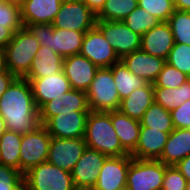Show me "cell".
<instances>
[{
    "label": "cell",
    "instance_id": "obj_27",
    "mask_svg": "<svg viewBox=\"0 0 190 190\" xmlns=\"http://www.w3.org/2000/svg\"><path fill=\"white\" fill-rule=\"evenodd\" d=\"M114 83L119 94L120 100L126 98L135 89L145 86L148 82L143 78L133 74L120 60L111 67Z\"/></svg>",
    "mask_w": 190,
    "mask_h": 190
},
{
    "label": "cell",
    "instance_id": "obj_42",
    "mask_svg": "<svg viewBox=\"0 0 190 190\" xmlns=\"http://www.w3.org/2000/svg\"><path fill=\"white\" fill-rule=\"evenodd\" d=\"M17 77L9 70L0 73V97Z\"/></svg>",
    "mask_w": 190,
    "mask_h": 190
},
{
    "label": "cell",
    "instance_id": "obj_45",
    "mask_svg": "<svg viewBox=\"0 0 190 190\" xmlns=\"http://www.w3.org/2000/svg\"><path fill=\"white\" fill-rule=\"evenodd\" d=\"M174 7L176 10L190 12V0H177Z\"/></svg>",
    "mask_w": 190,
    "mask_h": 190
},
{
    "label": "cell",
    "instance_id": "obj_49",
    "mask_svg": "<svg viewBox=\"0 0 190 190\" xmlns=\"http://www.w3.org/2000/svg\"><path fill=\"white\" fill-rule=\"evenodd\" d=\"M116 190H130L129 187L127 185L123 186V187H120Z\"/></svg>",
    "mask_w": 190,
    "mask_h": 190
},
{
    "label": "cell",
    "instance_id": "obj_34",
    "mask_svg": "<svg viewBox=\"0 0 190 190\" xmlns=\"http://www.w3.org/2000/svg\"><path fill=\"white\" fill-rule=\"evenodd\" d=\"M188 79H190L189 76L170 64L165 63L163 69L160 71L157 79L153 83V87L178 88Z\"/></svg>",
    "mask_w": 190,
    "mask_h": 190
},
{
    "label": "cell",
    "instance_id": "obj_11",
    "mask_svg": "<svg viewBox=\"0 0 190 190\" xmlns=\"http://www.w3.org/2000/svg\"><path fill=\"white\" fill-rule=\"evenodd\" d=\"M86 148L84 138L51 137L47 161L71 173Z\"/></svg>",
    "mask_w": 190,
    "mask_h": 190
},
{
    "label": "cell",
    "instance_id": "obj_50",
    "mask_svg": "<svg viewBox=\"0 0 190 190\" xmlns=\"http://www.w3.org/2000/svg\"><path fill=\"white\" fill-rule=\"evenodd\" d=\"M7 1L15 2V3L21 4L23 0H7Z\"/></svg>",
    "mask_w": 190,
    "mask_h": 190
},
{
    "label": "cell",
    "instance_id": "obj_10",
    "mask_svg": "<svg viewBox=\"0 0 190 190\" xmlns=\"http://www.w3.org/2000/svg\"><path fill=\"white\" fill-rule=\"evenodd\" d=\"M96 26L120 59L126 54L140 50L141 36L133 32L123 21L96 20Z\"/></svg>",
    "mask_w": 190,
    "mask_h": 190
},
{
    "label": "cell",
    "instance_id": "obj_14",
    "mask_svg": "<svg viewBox=\"0 0 190 190\" xmlns=\"http://www.w3.org/2000/svg\"><path fill=\"white\" fill-rule=\"evenodd\" d=\"M74 111H91L88 105L87 93L75 89L45 103L39 109L41 124L44 125L51 117L61 113Z\"/></svg>",
    "mask_w": 190,
    "mask_h": 190
},
{
    "label": "cell",
    "instance_id": "obj_23",
    "mask_svg": "<svg viewBox=\"0 0 190 190\" xmlns=\"http://www.w3.org/2000/svg\"><path fill=\"white\" fill-rule=\"evenodd\" d=\"M190 155V129L174 128L169 134L161 156L157 159L166 166H175Z\"/></svg>",
    "mask_w": 190,
    "mask_h": 190
},
{
    "label": "cell",
    "instance_id": "obj_48",
    "mask_svg": "<svg viewBox=\"0 0 190 190\" xmlns=\"http://www.w3.org/2000/svg\"><path fill=\"white\" fill-rule=\"evenodd\" d=\"M73 190H95L94 187L74 186Z\"/></svg>",
    "mask_w": 190,
    "mask_h": 190
},
{
    "label": "cell",
    "instance_id": "obj_39",
    "mask_svg": "<svg viewBox=\"0 0 190 190\" xmlns=\"http://www.w3.org/2000/svg\"><path fill=\"white\" fill-rule=\"evenodd\" d=\"M187 180L175 166H166L161 190H186Z\"/></svg>",
    "mask_w": 190,
    "mask_h": 190
},
{
    "label": "cell",
    "instance_id": "obj_13",
    "mask_svg": "<svg viewBox=\"0 0 190 190\" xmlns=\"http://www.w3.org/2000/svg\"><path fill=\"white\" fill-rule=\"evenodd\" d=\"M90 111L61 113L51 117L43 126L54 138H84Z\"/></svg>",
    "mask_w": 190,
    "mask_h": 190
},
{
    "label": "cell",
    "instance_id": "obj_16",
    "mask_svg": "<svg viewBox=\"0 0 190 190\" xmlns=\"http://www.w3.org/2000/svg\"><path fill=\"white\" fill-rule=\"evenodd\" d=\"M108 157L87 147L71 172L74 186L94 187L99 177V171Z\"/></svg>",
    "mask_w": 190,
    "mask_h": 190
},
{
    "label": "cell",
    "instance_id": "obj_46",
    "mask_svg": "<svg viewBox=\"0 0 190 190\" xmlns=\"http://www.w3.org/2000/svg\"><path fill=\"white\" fill-rule=\"evenodd\" d=\"M5 70V49L0 48V73Z\"/></svg>",
    "mask_w": 190,
    "mask_h": 190
},
{
    "label": "cell",
    "instance_id": "obj_32",
    "mask_svg": "<svg viewBox=\"0 0 190 190\" xmlns=\"http://www.w3.org/2000/svg\"><path fill=\"white\" fill-rule=\"evenodd\" d=\"M175 43L190 45V12L174 10L168 19Z\"/></svg>",
    "mask_w": 190,
    "mask_h": 190
},
{
    "label": "cell",
    "instance_id": "obj_25",
    "mask_svg": "<svg viewBox=\"0 0 190 190\" xmlns=\"http://www.w3.org/2000/svg\"><path fill=\"white\" fill-rule=\"evenodd\" d=\"M64 58L49 47L41 46L33 59L30 70L24 78H42L63 71Z\"/></svg>",
    "mask_w": 190,
    "mask_h": 190
},
{
    "label": "cell",
    "instance_id": "obj_1",
    "mask_svg": "<svg viewBox=\"0 0 190 190\" xmlns=\"http://www.w3.org/2000/svg\"><path fill=\"white\" fill-rule=\"evenodd\" d=\"M0 116L6 130L24 135L42 126L32 87L25 78H16L0 97Z\"/></svg>",
    "mask_w": 190,
    "mask_h": 190
},
{
    "label": "cell",
    "instance_id": "obj_28",
    "mask_svg": "<svg viewBox=\"0 0 190 190\" xmlns=\"http://www.w3.org/2000/svg\"><path fill=\"white\" fill-rule=\"evenodd\" d=\"M154 102L171 112L190 99V79L178 88L153 87Z\"/></svg>",
    "mask_w": 190,
    "mask_h": 190
},
{
    "label": "cell",
    "instance_id": "obj_22",
    "mask_svg": "<svg viewBox=\"0 0 190 190\" xmlns=\"http://www.w3.org/2000/svg\"><path fill=\"white\" fill-rule=\"evenodd\" d=\"M169 134L148 127H141L136 149L130 154L132 158L157 160L164 149Z\"/></svg>",
    "mask_w": 190,
    "mask_h": 190
},
{
    "label": "cell",
    "instance_id": "obj_41",
    "mask_svg": "<svg viewBox=\"0 0 190 190\" xmlns=\"http://www.w3.org/2000/svg\"><path fill=\"white\" fill-rule=\"evenodd\" d=\"M20 28H6L0 25V48L5 49L12 40L14 33Z\"/></svg>",
    "mask_w": 190,
    "mask_h": 190
},
{
    "label": "cell",
    "instance_id": "obj_38",
    "mask_svg": "<svg viewBox=\"0 0 190 190\" xmlns=\"http://www.w3.org/2000/svg\"><path fill=\"white\" fill-rule=\"evenodd\" d=\"M0 190H24L23 174L0 163Z\"/></svg>",
    "mask_w": 190,
    "mask_h": 190
},
{
    "label": "cell",
    "instance_id": "obj_40",
    "mask_svg": "<svg viewBox=\"0 0 190 190\" xmlns=\"http://www.w3.org/2000/svg\"><path fill=\"white\" fill-rule=\"evenodd\" d=\"M170 113L174 128L190 129V99L176 107Z\"/></svg>",
    "mask_w": 190,
    "mask_h": 190
},
{
    "label": "cell",
    "instance_id": "obj_2",
    "mask_svg": "<svg viewBox=\"0 0 190 190\" xmlns=\"http://www.w3.org/2000/svg\"><path fill=\"white\" fill-rule=\"evenodd\" d=\"M84 140L87 147L109 157L129 153L121 146L111 121L110 112L90 111L87 117Z\"/></svg>",
    "mask_w": 190,
    "mask_h": 190
},
{
    "label": "cell",
    "instance_id": "obj_9",
    "mask_svg": "<svg viewBox=\"0 0 190 190\" xmlns=\"http://www.w3.org/2000/svg\"><path fill=\"white\" fill-rule=\"evenodd\" d=\"M51 135L42 125L35 132L21 138L20 172L25 174L32 167L47 161Z\"/></svg>",
    "mask_w": 190,
    "mask_h": 190
},
{
    "label": "cell",
    "instance_id": "obj_12",
    "mask_svg": "<svg viewBox=\"0 0 190 190\" xmlns=\"http://www.w3.org/2000/svg\"><path fill=\"white\" fill-rule=\"evenodd\" d=\"M79 54L88 58L98 68L111 67L120 61L111 44L96 25L85 33Z\"/></svg>",
    "mask_w": 190,
    "mask_h": 190
},
{
    "label": "cell",
    "instance_id": "obj_8",
    "mask_svg": "<svg viewBox=\"0 0 190 190\" xmlns=\"http://www.w3.org/2000/svg\"><path fill=\"white\" fill-rule=\"evenodd\" d=\"M52 25L55 28L87 32L96 25V15L82 0L63 1Z\"/></svg>",
    "mask_w": 190,
    "mask_h": 190
},
{
    "label": "cell",
    "instance_id": "obj_15",
    "mask_svg": "<svg viewBox=\"0 0 190 190\" xmlns=\"http://www.w3.org/2000/svg\"><path fill=\"white\" fill-rule=\"evenodd\" d=\"M132 159L130 154L108 157L99 171L95 190H116L125 186Z\"/></svg>",
    "mask_w": 190,
    "mask_h": 190
},
{
    "label": "cell",
    "instance_id": "obj_29",
    "mask_svg": "<svg viewBox=\"0 0 190 190\" xmlns=\"http://www.w3.org/2000/svg\"><path fill=\"white\" fill-rule=\"evenodd\" d=\"M22 135L6 130L0 137V163L20 171Z\"/></svg>",
    "mask_w": 190,
    "mask_h": 190
},
{
    "label": "cell",
    "instance_id": "obj_4",
    "mask_svg": "<svg viewBox=\"0 0 190 190\" xmlns=\"http://www.w3.org/2000/svg\"><path fill=\"white\" fill-rule=\"evenodd\" d=\"M25 27L35 36L41 46L49 47L63 58L80 53L86 33L55 28L48 23L27 24Z\"/></svg>",
    "mask_w": 190,
    "mask_h": 190
},
{
    "label": "cell",
    "instance_id": "obj_31",
    "mask_svg": "<svg viewBox=\"0 0 190 190\" xmlns=\"http://www.w3.org/2000/svg\"><path fill=\"white\" fill-rule=\"evenodd\" d=\"M137 7L138 0H106L96 20L123 21Z\"/></svg>",
    "mask_w": 190,
    "mask_h": 190
},
{
    "label": "cell",
    "instance_id": "obj_26",
    "mask_svg": "<svg viewBox=\"0 0 190 190\" xmlns=\"http://www.w3.org/2000/svg\"><path fill=\"white\" fill-rule=\"evenodd\" d=\"M154 103L153 84L147 83L145 86L135 89L120 103L119 111L130 118L140 120L145 111Z\"/></svg>",
    "mask_w": 190,
    "mask_h": 190
},
{
    "label": "cell",
    "instance_id": "obj_7",
    "mask_svg": "<svg viewBox=\"0 0 190 190\" xmlns=\"http://www.w3.org/2000/svg\"><path fill=\"white\" fill-rule=\"evenodd\" d=\"M166 165L159 160L133 158L127 172L130 190H161Z\"/></svg>",
    "mask_w": 190,
    "mask_h": 190
},
{
    "label": "cell",
    "instance_id": "obj_35",
    "mask_svg": "<svg viewBox=\"0 0 190 190\" xmlns=\"http://www.w3.org/2000/svg\"><path fill=\"white\" fill-rule=\"evenodd\" d=\"M0 25L6 28H22L21 5L0 0Z\"/></svg>",
    "mask_w": 190,
    "mask_h": 190
},
{
    "label": "cell",
    "instance_id": "obj_24",
    "mask_svg": "<svg viewBox=\"0 0 190 190\" xmlns=\"http://www.w3.org/2000/svg\"><path fill=\"white\" fill-rule=\"evenodd\" d=\"M110 116L121 146L131 154L136 149L139 139L140 121L130 118L119 110L110 111Z\"/></svg>",
    "mask_w": 190,
    "mask_h": 190
},
{
    "label": "cell",
    "instance_id": "obj_44",
    "mask_svg": "<svg viewBox=\"0 0 190 190\" xmlns=\"http://www.w3.org/2000/svg\"><path fill=\"white\" fill-rule=\"evenodd\" d=\"M82 1L88 6V8L95 15H97L101 11L106 0H82Z\"/></svg>",
    "mask_w": 190,
    "mask_h": 190
},
{
    "label": "cell",
    "instance_id": "obj_19",
    "mask_svg": "<svg viewBox=\"0 0 190 190\" xmlns=\"http://www.w3.org/2000/svg\"><path fill=\"white\" fill-rule=\"evenodd\" d=\"M120 60L133 74L152 84L166 63L165 59L150 55L141 49L124 55Z\"/></svg>",
    "mask_w": 190,
    "mask_h": 190
},
{
    "label": "cell",
    "instance_id": "obj_3",
    "mask_svg": "<svg viewBox=\"0 0 190 190\" xmlns=\"http://www.w3.org/2000/svg\"><path fill=\"white\" fill-rule=\"evenodd\" d=\"M39 48L38 40L23 26L5 47V68L16 77L24 78Z\"/></svg>",
    "mask_w": 190,
    "mask_h": 190
},
{
    "label": "cell",
    "instance_id": "obj_47",
    "mask_svg": "<svg viewBox=\"0 0 190 190\" xmlns=\"http://www.w3.org/2000/svg\"><path fill=\"white\" fill-rule=\"evenodd\" d=\"M5 131H6L5 122L0 116V137L4 134Z\"/></svg>",
    "mask_w": 190,
    "mask_h": 190
},
{
    "label": "cell",
    "instance_id": "obj_6",
    "mask_svg": "<svg viewBox=\"0 0 190 190\" xmlns=\"http://www.w3.org/2000/svg\"><path fill=\"white\" fill-rule=\"evenodd\" d=\"M24 190H73L70 172L62 170L48 161L32 167L25 174Z\"/></svg>",
    "mask_w": 190,
    "mask_h": 190
},
{
    "label": "cell",
    "instance_id": "obj_18",
    "mask_svg": "<svg viewBox=\"0 0 190 190\" xmlns=\"http://www.w3.org/2000/svg\"><path fill=\"white\" fill-rule=\"evenodd\" d=\"M25 79L31 84L34 101L38 110L45 103L72 89L63 71L47 77Z\"/></svg>",
    "mask_w": 190,
    "mask_h": 190
},
{
    "label": "cell",
    "instance_id": "obj_20",
    "mask_svg": "<svg viewBox=\"0 0 190 190\" xmlns=\"http://www.w3.org/2000/svg\"><path fill=\"white\" fill-rule=\"evenodd\" d=\"M175 44L174 37L167 22H159L141 36V50L150 55L167 59Z\"/></svg>",
    "mask_w": 190,
    "mask_h": 190
},
{
    "label": "cell",
    "instance_id": "obj_33",
    "mask_svg": "<svg viewBox=\"0 0 190 190\" xmlns=\"http://www.w3.org/2000/svg\"><path fill=\"white\" fill-rule=\"evenodd\" d=\"M123 22L133 32L142 36L144 33L156 26L160 20L138 6L125 19H123Z\"/></svg>",
    "mask_w": 190,
    "mask_h": 190
},
{
    "label": "cell",
    "instance_id": "obj_37",
    "mask_svg": "<svg viewBox=\"0 0 190 190\" xmlns=\"http://www.w3.org/2000/svg\"><path fill=\"white\" fill-rule=\"evenodd\" d=\"M138 6L155 16L160 22H167L175 10L171 0H138Z\"/></svg>",
    "mask_w": 190,
    "mask_h": 190
},
{
    "label": "cell",
    "instance_id": "obj_30",
    "mask_svg": "<svg viewBox=\"0 0 190 190\" xmlns=\"http://www.w3.org/2000/svg\"><path fill=\"white\" fill-rule=\"evenodd\" d=\"M139 121L141 127H151L168 134L174 130L171 113L155 102L145 111Z\"/></svg>",
    "mask_w": 190,
    "mask_h": 190
},
{
    "label": "cell",
    "instance_id": "obj_21",
    "mask_svg": "<svg viewBox=\"0 0 190 190\" xmlns=\"http://www.w3.org/2000/svg\"><path fill=\"white\" fill-rule=\"evenodd\" d=\"M62 0H23L21 5V20L27 24H52L60 10Z\"/></svg>",
    "mask_w": 190,
    "mask_h": 190
},
{
    "label": "cell",
    "instance_id": "obj_43",
    "mask_svg": "<svg viewBox=\"0 0 190 190\" xmlns=\"http://www.w3.org/2000/svg\"><path fill=\"white\" fill-rule=\"evenodd\" d=\"M175 167L190 182V155L182 159Z\"/></svg>",
    "mask_w": 190,
    "mask_h": 190
},
{
    "label": "cell",
    "instance_id": "obj_17",
    "mask_svg": "<svg viewBox=\"0 0 190 190\" xmlns=\"http://www.w3.org/2000/svg\"><path fill=\"white\" fill-rule=\"evenodd\" d=\"M98 67L80 54L64 57L63 72L71 88L87 92Z\"/></svg>",
    "mask_w": 190,
    "mask_h": 190
},
{
    "label": "cell",
    "instance_id": "obj_36",
    "mask_svg": "<svg viewBox=\"0 0 190 190\" xmlns=\"http://www.w3.org/2000/svg\"><path fill=\"white\" fill-rule=\"evenodd\" d=\"M166 63L190 77V45L175 43Z\"/></svg>",
    "mask_w": 190,
    "mask_h": 190
},
{
    "label": "cell",
    "instance_id": "obj_51",
    "mask_svg": "<svg viewBox=\"0 0 190 190\" xmlns=\"http://www.w3.org/2000/svg\"><path fill=\"white\" fill-rule=\"evenodd\" d=\"M186 190H190V182H187Z\"/></svg>",
    "mask_w": 190,
    "mask_h": 190
},
{
    "label": "cell",
    "instance_id": "obj_5",
    "mask_svg": "<svg viewBox=\"0 0 190 190\" xmlns=\"http://www.w3.org/2000/svg\"><path fill=\"white\" fill-rule=\"evenodd\" d=\"M86 93L91 111L110 112L120 107L121 100L110 67L98 68Z\"/></svg>",
    "mask_w": 190,
    "mask_h": 190
}]
</instances>
